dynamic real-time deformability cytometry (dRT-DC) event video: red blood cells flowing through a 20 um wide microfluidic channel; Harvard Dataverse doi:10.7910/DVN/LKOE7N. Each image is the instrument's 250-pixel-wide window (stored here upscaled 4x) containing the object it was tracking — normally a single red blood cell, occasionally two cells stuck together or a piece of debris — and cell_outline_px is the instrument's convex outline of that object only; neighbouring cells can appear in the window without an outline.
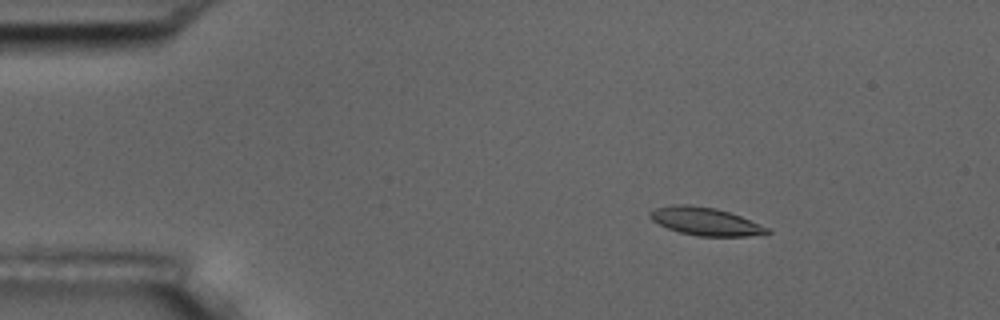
{"species": "common noctule bat (a hibernating species)", "species_latin": "Nyctalus noctula", "temperature_condition": "room temperature", "stored_images_in_passage": 10, "camera_frame_rate_fps": 3000, "um_per_image_px": 0.085, "animal": {"sex": "male", "body_mass_g": 17.5, "forearm_length_mm": 52.3}, "frame": {"image": 1, "passage_image": 2, "time_ms": 0.333, "image_size_px": [1000, 320], "cell_outline_px": [[772, 232], [748, 236], [700, 236], [680, 232], [668, 228], [652, 220], [648, 216], [648, 212], [656, 208], [672, 204], [688, 204], [716, 208], [740, 216], [768, 228]], "centroid_in_image_um": [59.91, 18.8], "position_along_channel_um": 25.1, "area_um2": 18.84}}
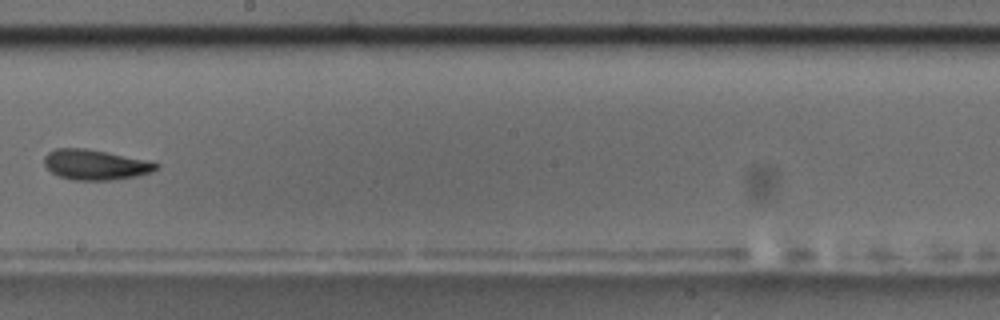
{"frame": {"image": 2, "passage_image": 9, "time_ms": 2.667, "image_size_px": [1000, 320], "cell_outline_px": [[160, 164], [152, 172], [136, 176], [108, 180], [76, 180], [60, 176], [52, 172], [44, 164], [44, 156], [48, 152], [56, 148], [84, 148], [144, 160]], "centroid_in_image_um": [8.06, 14.0], "position_along_channel_um": 240.1, "area_um2": 19.25}}
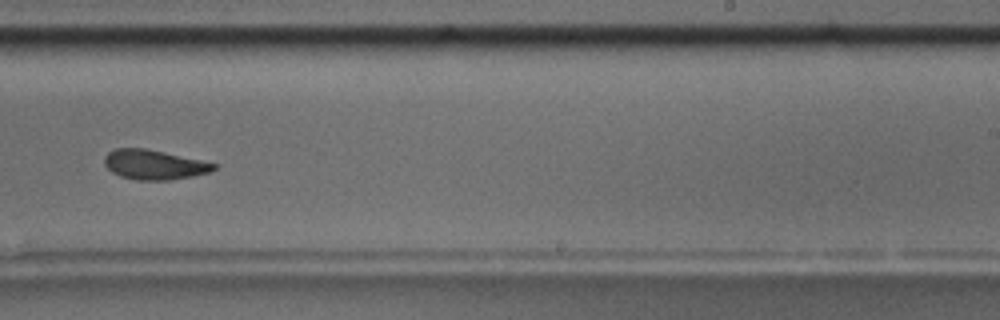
{"frame": {"image": 3, "passage_image": 10, "time_ms": 3.0, "image_size_px": [1000, 320], "cell_outline_px": [[220, 164], [216, 168], [208, 172], [192, 176], [168, 180], [136, 180], [120, 176], [112, 172], [104, 164], [104, 156], [108, 152], [116, 148], [148, 148]], "centroid_in_image_um": [13.1, 13.98], "position_along_channel_um": 275.9, "area_um2": 19.07}}